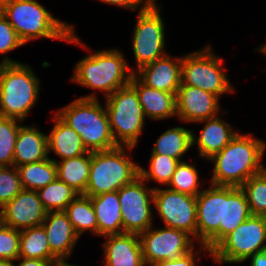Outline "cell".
<instances>
[{"label": "cell", "mask_w": 266, "mask_h": 266, "mask_svg": "<svg viewBox=\"0 0 266 266\" xmlns=\"http://www.w3.org/2000/svg\"><path fill=\"white\" fill-rule=\"evenodd\" d=\"M1 13L24 44L46 38L90 49L76 35L74 24L55 18L38 0H3Z\"/></svg>", "instance_id": "6da1fadb"}, {"label": "cell", "mask_w": 266, "mask_h": 266, "mask_svg": "<svg viewBox=\"0 0 266 266\" xmlns=\"http://www.w3.org/2000/svg\"><path fill=\"white\" fill-rule=\"evenodd\" d=\"M265 150L264 140L238 132L219 153L209 159L214 163L209 184L240 187L266 168L262 162Z\"/></svg>", "instance_id": "7a4b0ae2"}, {"label": "cell", "mask_w": 266, "mask_h": 266, "mask_svg": "<svg viewBox=\"0 0 266 266\" xmlns=\"http://www.w3.org/2000/svg\"><path fill=\"white\" fill-rule=\"evenodd\" d=\"M96 93L81 96L65 105L55 114L80 137L89 152L116 148L108 115Z\"/></svg>", "instance_id": "3957f363"}, {"label": "cell", "mask_w": 266, "mask_h": 266, "mask_svg": "<svg viewBox=\"0 0 266 266\" xmlns=\"http://www.w3.org/2000/svg\"><path fill=\"white\" fill-rule=\"evenodd\" d=\"M40 80L32 67L5 56L0 61V116L25 119L36 105Z\"/></svg>", "instance_id": "277c9868"}, {"label": "cell", "mask_w": 266, "mask_h": 266, "mask_svg": "<svg viewBox=\"0 0 266 266\" xmlns=\"http://www.w3.org/2000/svg\"><path fill=\"white\" fill-rule=\"evenodd\" d=\"M70 78L72 82L103 92L105 98L117 89L128 85L133 68L129 67L124 53L119 49L97 50L80 59Z\"/></svg>", "instance_id": "5b68a950"}, {"label": "cell", "mask_w": 266, "mask_h": 266, "mask_svg": "<svg viewBox=\"0 0 266 266\" xmlns=\"http://www.w3.org/2000/svg\"><path fill=\"white\" fill-rule=\"evenodd\" d=\"M134 147L117 146L106 151L91 152V166L86 196L118 191L139 177V165L128 153Z\"/></svg>", "instance_id": "8992f818"}, {"label": "cell", "mask_w": 266, "mask_h": 266, "mask_svg": "<svg viewBox=\"0 0 266 266\" xmlns=\"http://www.w3.org/2000/svg\"><path fill=\"white\" fill-rule=\"evenodd\" d=\"M104 99L116 144L135 148L146 126V118L135 88L129 83Z\"/></svg>", "instance_id": "52a82bcc"}, {"label": "cell", "mask_w": 266, "mask_h": 266, "mask_svg": "<svg viewBox=\"0 0 266 266\" xmlns=\"http://www.w3.org/2000/svg\"><path fill=\"white\" fill-rule=\"evenodd\" d=\"M213 51L208 44L182 56L181 85L200 88L220 99L222 94L235 92V89L224 71L223 60Z\"/></svg>", "instance_id": "ba28073f"}, {"label": "cell", "mask_w": 266, "mask_h": 266, "mask_svg": "<svg viewBox=\"0 0 266 266\" xmlns=\"http://www.w3.org/2000/svg\"><path fill=\"white\" fill-rule=\"evenodd\" d=\"M266 251V216L251 215L234 231L226 235L211 251L218 264H241Z\"/></svg>", "instance_id": "9c48e42d"}, {"label": "cell", "mask_w": 266, "mask_h": 266, "mask_svg": "<svg viewBox=\"0 0 266 266\" xmlns=\"http://www.w3.org/2000/svg\"><path fill=\"white\" fill-rule=\"evenodd\" d=\"M156 3V0H153L138 12L132 35V50L136 62L133 73L167 54L166 27L160 13L162 4Z\"/></svg>", "instance_id": "30bf717a"}, {"label": "cell", "mask_w": 266, "mask_h": 266, "mask_svg": "<svg viewBox=\"0 0 266 266\" xmlns=\"http://www.w3.org/2000/svg\"><path fill=\"white\" fill-rule=\"evenodd\" d=\"M140 176L118 190L124 233L140 234L153 226L154 189Z\"/></svg>", "instance_id": "8fae6325"}, {"label": "cell", "mask_w": 266, "mask_h": 266, "mask_svg": "<svg viewBox=\"0 0 266 266\" xmlns=\"http://www.w3.org/2000/svg\"><path fill=\"white\" fill-rule=\"evenodd\" d=\"M153 206L165 227L184 231L197 242L196 196L155 187Z\"/></svg>", "instance_id": "7c38bea8"}, {"label": "cell", "mask_w": 266, "mask_h": 266, "mask_svg": "<svg viewBox=\"0 0 266 266\" xmlns=\"http://www.w3.org/2000/svg\"><path fill=\"white\" fill-rule=\"evenodd\" d=\"M144 262L152 264L176 259L195 248V240L186 232L168 228L150 227L139 234Z\"/></svg>", "instance_id": "4fadbf2b"}, {"label": "cell", "mask_w": 266, "mask_h": 266, "mask_svg": "<svg viewBox=\"0 0 266 266\" xmlns=\"http://www.w3.org/2000/svg\"><path fill=\"white\" fill-rule=\"evenodd\" d=\"M197 242L211 251L220 242L223 224V186L209 184L196 196Z\"/></svg>", "instance_id": "5bb4252c"}, {"label": "cell", "mask_w": 266, "mask_h": 266, "mask_svg": "<svg viewBox=\"0 0 266 266\" xmlns=\"http://www.w3.org/2000/svg\"><path fill=\"white\" fill-rule=\"evenodd\" d=\"M219 98L197 87L180 85L176 94L177 117L182 123H196L218 116Z\"/></svg>", "instance_id": "9a60e30c"}, {"label": "cell", "mask_w": 266, "mask_h": 266, "mask_svg": "<svg viewBox=\"0 0 266 266\" xmlns=\"http://www.w3.org/2000/svg\"><path fill=\"white\" fill-rule=\"evenodd\" d=\"M1 211L4 225L19 231L40 226L47 214L37 191L27 189H22Z\"/></svg>", "instance_id": "2e32d148"}, {"label": "cell", "mask_w": 266, "mask_h": 266, "mask_svg": "<svg viewBox=\"0 0 266 266\" xmlns=\"http://www.w3.org/2000/svg\"><path fill=\"white\" fill-rule=\"evenodd\" d=\"M182 55L173 59L170 53L141 67L134 75L146 86L177 94L181 85Z\"/></svg>", "instance_id": "e0dca14e"}, {"label": "cell", "mask_w": 266, "mask_h": 266, "mask_svg": "<svg viewBox=\"0 0 266 266\" xmlns=\"http://www.w3.org/2000/svg\"><path fill=\"white\" fill-rule=\"evenodd\" d=\"M41 225L45 229L50 252L57 259L70 258L80 237L65 212H47Z\"/></svg>", "instance_id": "ac0fdd59"}, {"label": "cell", "mask_w": 266, "mask_h": 266, "mask_svg": "<svg viewBox=\"0 0 266 266\" xmlns=\"http://www.w3.org/2000/svg\"><path fill=\"white\" fill-rule=\"evenodd\" d=\"M104 238L103 266H142L145 263L138 234L122 233Z\"/></svg>", "instance_id": "d6986e66"}, {"label": "cell", "mask_w": 266, "mask_h": 266, "mask_svg": "<svg viewBox=\"0 0 266 266\" xmlns=\"http://www.w3.org/2000/svg\"><path fill=\"white\" fill-rule=\"evenodd\" d=\"M205 124L199 136L195 137L192 129V146L197 145L199 158L207 161L219 153L238 133L220 115L196 122Z\"/></svg>", "instance_id": "ffe728a7"}, {"label": "cell", "mask_w": 266, "mask_h": 266, "mask_svg": "<svg viewBox=\"0 0 266 266\" xmlns=\"http://www.w3.org/2000/svg\"><path fill=\"white\" fill-rule=\"evenodd\" d=\"M130 84L136 90L145 118L156 121L177 118L175 94L148 87L135 75Z\"/></svg>", "instance_id": "44dd1931"}, {"label": "cell", "mask_w": 266, "mask_h": 266, "mask_svg": "<svg viewBox=\"0 0 266 266\" xmlns=\"http://www.w3.org/2000/svg\"><path fill=\"white\" fill-rule=\"evenodd\" d=\"M48 137L34 124L22 125L15 141L13 166L30 164L49 158Z\"/></svg>", "instance_id": "7402d4cb"}, {"label": "cell", "mask_w": 266, "mask_h": 266, "mask_svg": "<svg viewBox=\"0 0 266 266\" xmlns=\"http://www.w3.org/2000/svg\"><path fill=\"white\" fill-rule=\"evenodd\" d=\"M90 198L97 218V235L105 237L124 233L118 191Z\"/></svg>", "instance_id": "603a6c76"}, {"label": "cell", "mask_w": 266, "mask_h": 266, "mask_svg": "<svg viewBox=\"0 0 266 266\" xmlns=\"http://www.w3.org/2000/svg\"><path fill=\"white\" fill-rule=\"evenodd\" d=\"M54 126L47 134L48 154L55 153L61 160L74 158L87 153L81 137L56 114L53 115Z\"/></svg>", "instance_id": "cb8c5ba5"}, {"label": "cell", "mask_w": 266, "mask_h": 266, "mask_svg": "<svg viewBox=\"0 0 266 266\" xmlns=\"http://www.w3.org/2000/svg\"><path fill=\"white\" fill-rule=\"evenodd\" d=\"M251 215L244 191L240 187L223 186V224H220V241Z\"/></svg>", "instance_id": "d4e9b609"}, {"label": "cell", "mask_w": 266, "mask_h": 266, "mask_svg": "<svg viewBox=\"0 0 266 266\" xmlns=\"http://www.w3.org/2000/svg\"><path fill=\"white\" fill-rule=\"evenodd\" d=\"M57 178L75 190L78 194H84L87 188L91 166V152L81 156L56 160Z\"/></svg>", "instance_id": "484cf974"}, {"label": "cell", "mask_w": 266, "mask_h": 266, "mask_svg": "<svg viewBox=\"0 0 266 266\" xmlns=\"http://www.w3.org/2000/svg\"><path fill=\"white\" fill-rule=\"evenodd\" d=\"M192 130L177 126L167 129L157 139L151 154L167 155L184 161L183 155L192 148Z\"/></svg>", "instance_id": "4316f807"}, {"label": "cell", "mask_w": 266, "mask_h": 266, "mask_svg": "<svg viewBox=\"0 0 266 266\" xmlns=\"http://www.w3.org/2000/svg\"><path fill=\"white\" fill-rule=\"evenodd\" d=\"M22 189L34 190L45 187L57 179V166L52 158L17 166Z\"/></svg>", "instance_id": "83f0119b"}, {"label": "cell", "mask_w": 266, "mask_h": 266, "mask_svg": "<svg viewBox=\"0 0 266 266\" xmlns=\"http://www.w3.org/2000/svg\"><path fill=\"white\" fill-rule=\"evenodd\" d=\"M64 212L79 237L86 231L97 235V218L90 196L78 194Z\"/></svg>", "instance_id": "f1b7e54d"}, {"label": "cell", "mask_w": 266, "mask_h": 266, "mask_svg": "<svg viewBox=\"0 0 266 266\" xmlns=\"http://www.w3.org/2000/svg\"><path fill=\"white\" fill-rule=\"evenodd\" d=\"M19 257L35 259H57L48 245L42 225L20 231Z\"/></svg>", "instance_id": "f546056e"}, {"label": "cell", "mask_w": 266, "mask_h": 266, "mask_svg": "<svg viewBox=\"0 0 266 266\" xmlns=\"http://www.w3.org/2000/svg\"><path fill=\"white\" fill-rule=\"evenodd\" d=\"M47 212L64 211L78 193L58 178L37 190Z\"/></svg>", "instance_id": "4dcf8cb0"}, {"label": "cell", "mask_w": 266, "mask_h": 266, "mask_svg": "<svg viewBox=\"0 0 266 266\" xmlns=\"http://www.w3.org/2000/svg\"><path fill=\"white\" fill-rule=\"evenodd\" d=\"M199 173L195 163L187 161H180L176 166L175 172L167 188L183 194L197 196L202 189H200Z\"/></svg>", "instance_id": "1f68e13d"}, {"label": "cell", "mask_w": 266, "mask_h": 266, "mask_svg": "<svg viewBox=\"0 0 266 266\" xmlns=\"http://www.w3.org/2000/svg\"><path fill=\"white\" fill-rule=\"evenodd\" d=\"M180 161L161 154H151L149 159V170L139 166V176L146 182L152 180L161 185H168L176 166Z\"/></svg>", "instance_id": "d6a6232c"}, {"label": "cell", "mask_w": 266, "mask_h": 266, "mask_svg": "<svg viewBox=\"0 0 266 266\" xmlns=\"http://www.w3.org/2000/svg\"><path fill=\"white\" fill-rule=\"evenodd\" d=\"M240 188L246 195L251 214L266 216V168L251 176Z\"/></svg>", "instance_id": "836d02e7"}, {"label": "cell", "mask_w": 266, "mask_h": 266, "mask_svg": "<svg viewBox=\"0 0 266 266\" xmlns=\"http://www.w3.org/2000/svg\"><path fill=\"white\" fill-rule=\"evenodd\" d=\"M22 121L0 116V167L13 166L15 141Z\"/></svg>", "instance_id": "e575fe53"}, {"label": "cell", "mask_w": 266, "mask_h": 266, "mask_svg": "<svg viewBox=\"0 0 266 266\" xmlns=\"http://www.w3.org/2000/svg\"><path fill=\"white\" fill-rule=\"evenodd\" d=\"M22 190L19 172L15 166L0 167V208L14 199Z\"/></svg>", "instance_id": "d590c367"}, {"label": "cell", "mask_w": 266, "mask_h": 266, "mask_svg": "<svg viewBox=\"0 0 266 266\" xmlns=\"http://www.w3.org/2000/svg\"><path fill=\"white\" fill-rule=\"evenodd\" d=\"M19 244L20 231L3 224L0 228V259L17 261Z\"/></svg>", "instance_id": "8d00e7d4"}, {"label": "cell", "mask_w": 266, "mask_h": 266, "mask_svg": "<svg viewBox=\"0 0 266 266\" xmlns=\"http://www.w3.org/2000/svg\"><path fill=\"white\" fill-rule=\"evenodd\" d=\"M25 45L16 31L0 12V54H7L15 48Z\"/></svg>", "instance_id": "74e56055"}, {"label": "cell", "mask_w": 266, "mask_h": 266, "mask_svg": "<svg viewBox=\"0 0 266 266\" xmlns=\"http://www.w3.org/2000/svg\"><path fill=\"white\" fill-rule=\"evenodd\" d=\"M198 245L197 247H199V249L195 247V249L183 255L182 257L152 263L151 266H199L197 265V261H196L197 259L198 260L201 259L199 255H201L202 252L203 253L206 252L208 255H210V251H208L207 247L204 244H198Z\"/></svg>", "instance_id": "f35d334b"}, {"label": "cell", "mask_w": 266, "mask_h": 266, "mask_svg": "<svg viewBox=\"0 0 266 266\" xmlns=\"http://www.w3.org/2000/svg\"><path fill=\"white\" fill-rule=\"evenodd\" d=\"M98 1L128 10L141 11L145 9L153 0H98Z\"/></svg>", "instance_id": "ab89813d"}, {"label": "cell", "mask_w": 266, "mask_h": 266, "mask_svg": "<svg viewBox=\"0 0 266 266\" xmlns=\"http://www.w3.org/2000/svg\"><path fill=\"white\" fill-rule=\"evenodd\" d=\"M22 259V260H21ZM15 266H53L57 259H35V258H21L19 257Z\"/></svg>", "instance_id": "60d3db41"}, {"label": "cell", "mask_w": 266, "mask_h": 266, "mask_svg": "<svg viewBox=\"0 0 266 266\" xmlns=\"http://www.w3.org/2000/svg\"><path fill=\"white\" fill-rule=\"evenodd\" d=\"M250 259V266H266V251L256 253L250 256L247 260Z\"/></svg>", "instance_id": "b9f144b4"}, {"label": "cell", "mask_w": 266, "mask_h": 266, "mask_svg": "<svg viewBox=\"0 0 266 266\" xmlns=\"http://www.w3.org/2000/svg\"><path fill=\"white\" fill-rule=\"evenodd\" d=\"M68 259H57L53 266H77L66 262Z\"/></svg>", "instance_id": "7bdbcfd3"}, {"label": "cell", "mask_w": 266, "mask_h": 266, "mask_svg": "<svg viewBox=\"0 0 266 266\" xmlns=\"http://www.w3.org/2000/svg\"><path fill=\"white\" fill-rule=\"evenodd\" d=\"M16 261L2 260L0 259V266H15Z\"/></svg>", "instance_id": "ee69618b"}, {"label": "cell", "mask_w": 266, "mask_h": 266, "mask_svg": "<svg viewBox=\"0 0 266 266\" xmlns=\"http://www.w3.org/2000/svg\"><path fill=\"white\" fill-rule=\"evenodd\" d=\"M258 51L259 53H263V55L266 56V43L262 44L260 47L256 48L255 51Z\"/></svg>", "instance_id": "f6af8a7d"}, {"label": "cell", "mask_w": 266, "mask_h": 266, "mask_svg": "<svg viewBox=\"0 0 266 266\" xmlns=\"http://www.w3.org/2000/svg\"><path fill=\"white\" fill-rule=\"evenodd\" d=\"M3 224H4V220H3L2 211L0 208V228H1V226H3Z\"/></svg>", "instance_id": "bcb514c9"}, {"label": "cell", "mask_w": 266, "mask_h": 266, "mask_svg": "<svg viewBox=\"0 0 266 266\" xmlns=\"http://www.w3.org/2000/svg\"><path fill=\"white\" fill-rule=\"evenodd\" d=\"M142 266H151V264L144 263Z\"/></svg>", "instance_id": "7dc6e473"}]
</instances>
